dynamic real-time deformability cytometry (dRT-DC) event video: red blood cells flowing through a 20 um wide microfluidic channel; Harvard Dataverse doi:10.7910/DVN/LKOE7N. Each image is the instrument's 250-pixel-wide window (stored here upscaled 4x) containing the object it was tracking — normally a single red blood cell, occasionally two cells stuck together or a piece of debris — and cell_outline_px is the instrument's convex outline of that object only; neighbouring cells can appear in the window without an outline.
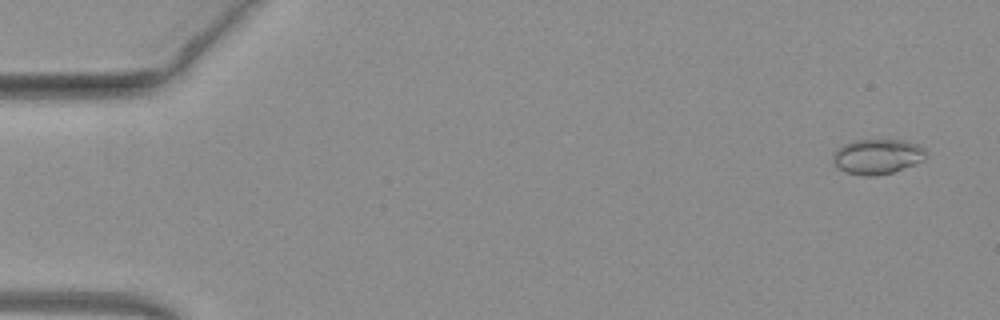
{"species": "common noctule bat (a hibernating species)", "species_latin": "Nyctalus noctula", "temperature_condition": "warm", "stored_images_in_passage": 51, "camera_frame_rate_fps": 3000, "um_per_image_px": 0.085, "animal": {"sex": "female", "body_mass_g": 19.3, "forearm_length_mm": 54.1}, "frame": {"image": 1, "passage_image": 2, "time_ms": 0.333, "image_size_px": [1000, 320], "cell_outline_px": [[928, 156], [924, 160], [892, 172], [876, 176], [864, 176], [844, 172], [832, 160], [832, 156], [844, 144], [852, 140], [904, 140], [916, 144], [924, 148], [928, 152]], "centroid_in_image_um": [74.61, 13.3], "position_along_channel_um": 10.4, "area_um2": 18.96}}
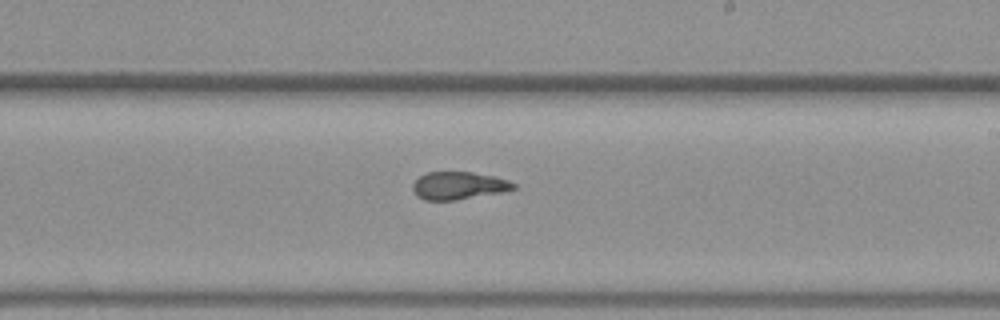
{"frame": {"image": 2, "passage_image": 30, "time_ms": 9.667, "image_size_px": [1000, 320], "cell_outline_px": [[516, 188], [500, 192], [456, 200], [424, 200], [416, 196], [412, 192], [412, 184], [420, 176], [428, 172], [472, 172], [492, 176], [508, 180], [516, 184]], "centroid_in_image_um": [38.93, 15.78], "position_along_channel_um": 250.1, "area_um2": 16.18}}
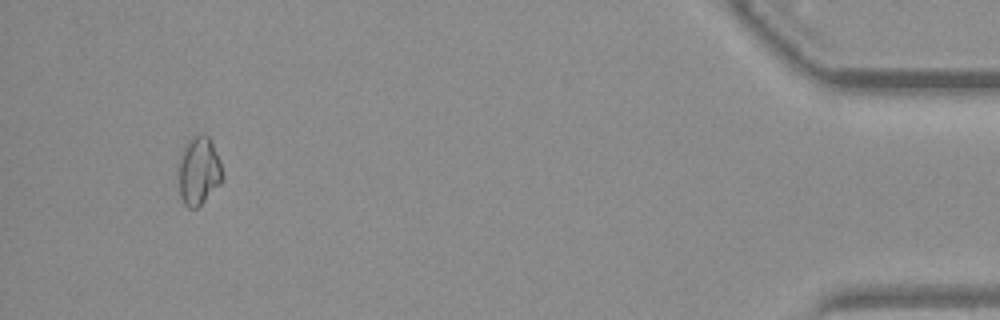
{"frame": {"image": 3, "passage_image": 48, "time_ms": 15.667, "image_size_px": [1000, 320], "cell_outline_px": [[224, 180], [196, 208], [188, 208], [184, 204], [180, 196], [180, 156], [184, 148], [192, 136], [208, 136], [220, 160], [224, 176]], "centroid_in_image_um": [16.93, 14.55], "position_along_channel_um": 418.3, "area_um2": 16.99}, "authors_computed_cell_mechanics": {"area_um2": 17.2244, "velocity_mm_per_s": 4.0501, "shape_relaxation_time_tau1_ms": 9.789, "shape_relaxation_time_tau2_ms": 0.7687, "deformation_change_tau1": 0.2014, "deformation_change_tau2": 0.0716}}